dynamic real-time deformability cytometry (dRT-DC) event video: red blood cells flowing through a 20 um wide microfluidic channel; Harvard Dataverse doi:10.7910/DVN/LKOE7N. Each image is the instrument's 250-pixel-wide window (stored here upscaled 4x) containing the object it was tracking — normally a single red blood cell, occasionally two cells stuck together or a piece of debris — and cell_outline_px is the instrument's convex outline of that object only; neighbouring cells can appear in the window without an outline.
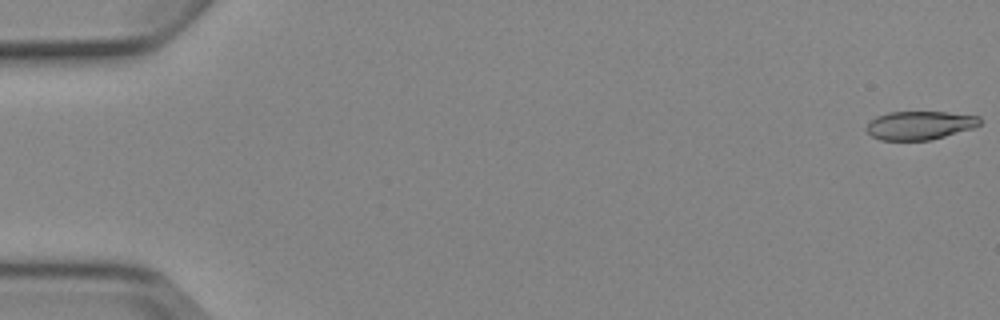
{"species": "Egyptian fruit bat (a non-hibernating species)", "species_latin": "Rousettus aegyptiacus", "temperature_condition": "cold", "stored_images_in_passage": 5, "camera_frame_rate_fps": 3000, "um_per_image_px": 0.085, "animal": {"sex": "female"}, "frame": {"image": 1, "passage_image": 1, "time_ms": 0.0, "image_size_px": [1000, 320], "cell_outline_px": [[980, 124], [972, 128], [944, 136], [928, 140], [880, 140], [872, 136], [864, 128], [876, 116], [888, 112], [948, 112], [980, 116]], "centroid_in_image_um": [78.15, 10.64], "position_along_channel_um": 6.8, "area_um2": 18.73}}
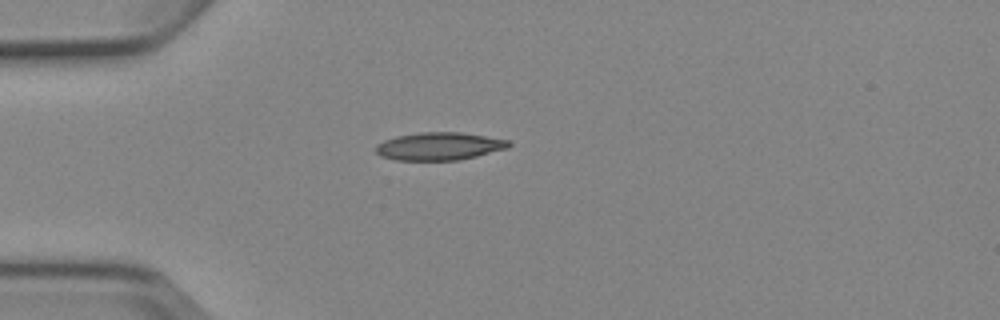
{"frame": {"image": 2, "passage_image": 5, "time_ms": 4.667, "image_size_px": [1000, 320], "cell_outline_px": [[512, 144], [508, 148], [460, 160], [396, 160], [380, 156], [376, 152], [376, 144], [384, 140], [396, 136], [420, 132], [460, 132], [508, 140]], "centroid_in_image_um": [37.31, 12.43], "position_along_channel_um": 47.7, "area_um2": 21.5}}